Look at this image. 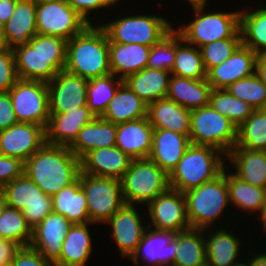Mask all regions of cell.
I'll use <instances>...</instances> for the list:
<instances>
[{
	"label": "cell",
	"instance_id": "cell-1",
	"mask_svg": "<svg viewBox=\"0 0 266 266\" xmlns=\"http://www.w3.org/2000/svg\"><path fill=\"white\" fill-rule=\"evenodd\" d=\"M80 172L81 160L69 146L45 143L24 162V174L51 197L75 182Z\"/></svg>",
	"mask_w": 266,
	"mask_h": 266
},
{
	"label": "cell",
	"instance_id": "cell-2",
	"mask_svg": "<svg viewBox=\"0 0 266 266\" xmlns=\"http://www.w3.org/2000/svg\"><path fill=\"white\" fill-rule=\"evenodd\" d=\"M13 51L18 79L48 83L65 68L67 40L37 33Z\"/></svg>",
	"mask_w": 266,
	"mask_h": 266
},
{
	"label": "cell",
	"instance_id": "cell-3",
	"mask_svg": "<svg viewBox=\"0 0 266 266\" xmlns=\"http://www.w3.org/2000/svg\"><path fill=\"white\" fill-rule=\"evenodd\" d=\"M64 70L87 80L111 73L109 38L99 25L89 24L81 33L67 41Z\"/></svg>",
	"mask_w": 266,
	"mask_h": 266
},
{
	"label": "cell",
	"instance_id": "cell-4",
	"mask_svg": "<svg viewBox=\"0 0 266 266\" xmlns=\"http://www.w3.org/2000/svg\"><path fill=\"white\" fill-rule=\"evenodd\" d=\"M219 149L190 144L181 160L168 175L169 187L185 193L218 177L225 169Z\"/></svg>",
	"mask_w": 266,
	"mask_h": 266
},
{
	"label": "cell",
	"instance_id": "cell-5",
	"mask_svg": "<svg viewBox=\"0 0 266 266\" xmlns=\"http://www.w3.org/2000/svg\"><path fill=\"white\" fill-rule=\"evenodd\" d=\"M184 195L190 227L204 230L212 226L229 203L225 169L215 179L186 191Z\"/></svg>",
	"mask_w": 266,
	"mask_h": 266
},
{
	"label": "cell",
	"instance_id": "cell-6",
	"mask_svg": "<svg viewBox=\"0 0 266 266\" xmlns=\"http://www.w3.org/2000/svg\"><path fill=\"white\" fill-rule=\"evenodd\" d=\"M125 204L147 203L169 188L168 174L148 158L132 159L121 179Z\"/></svg>",
	"mask_w": 266,
	"mask_h": 266
},
{
	"label": "cell",
	"instance_id": "cell-7",
	"mask_svg": "<svg viewBox=\"0 0 266 266\" xmlns=\"http://www.w3.org/2000/svg\"><path fill=\"white\" fill-rule=\"evenodd\" d=\"M191 144L212 146L228 154L237 143V127L210 105L191 110Z\"/></svg>",
	"mask_w": 266,
	"mask_h": 266
},
{
	"label": "cell",
	"instance_id": "cell-8",
	"mask_svg": "<svg viewBox=\"0 0 266 266\" xmlns=\"http://www.w3.org/2000/svg\"><path fill=\"white\" fill-rule=\"evenodd\" d=\"M170 25L161 16L135 15L100 26L106 31L109 42L152 47L174 29Z\"/></svg>",
	"mask_w": 266,
	"mask_h": 266
},
{
	"label": "cell",
	"instance_id": "cell-9",
	"mask_svg": "<svg viewBox=\"0 0 266 266\" xmlns=\"http://www.w3.org/2000/svg\"><path fill=\"white\" fill-rule=\"evenodd\" d=\"M196 19L176 30L186 43L202 46L216 40L231 38L240 29V11L203 12L205 5H195Z\"/></svg>",
	"mask_w": 266,
	"mask_h": 266
},
{
	"label": "cell",
	"instance_id": "cell-10",
	"mask_svg": "<svg viewBox=\"0 0 266 266\" xmlns=\"http://www.w3.org/2000/svg\"><path fill=\"white\" fill-rule=\"evenodd\" d=\"M78 178L92 224L107 222L125 204L121 180L91 176L82 171Z\"/></svg>",
	"mask_w": 266,
	"mask_h": 266
},
{
	"label": "cell",
	"instance_id": "cell-11",
	"mask_svg": "<svg viewBox=\"0 0 266 266\" xmlns=\"http://www.w3.org/2000/svg\"><path fill=\"white\" fill-rule=\"evenodd\" d=\"M8 207L22 211L33 230L53 211L52 198L25 174L3 187Z\"/></svg>",
	"mask_w": 266,
	"mask_h": 266
},
{
	"label": "cell",
	"instance_id": "cell-12",
	"mask_svg": "<svg viewBox=\"0 0 266 266\" xmlns=\"http://www.w3.org/2000/svg\"><path fill=\"white\" fill-rule=\"evenodd\" d=\"M8 92L18 122L39 124L46 128L50 116L47 83L18 79Z\"/></svg>",
	"mask_w": 266,
	"mask_h": 266
},
{
	"label": "cell",
	"instance_id": "cell-13",
	"mask_svg": "<svg viewBox=\"0 0 266 266\" xmlns=\"http://www.w3.org/2000/svg\"><path fill=\"white\" fill-rule=\"evenodd\" d=\"M89 23L66 1L36 2L37 33L70 40L81 33Z\"/></svg>",
	"mask_w": 266,
	"mask_h": 266
},
{
	"label": "cell",
	"instance_id": "cell-14",
	"mask_svg": "<svg viewBox=\"0 0 266 266\" xmlns=\"http://www.w3.org/2000/svg\"><path fill=\"white\" fill-rule=\"evenodd\" d=\"M155 230L178 233L190 227L187 219L184 193L168 188L152 200L147 207Z\"/></svg>",
	"mask_w": 266,
	"mask_h": 266
},
{
	"label": "cell",
	"instance_id": "cell-15",
	"mask_svg": "<svg viewBox=\"0 0 266 266\" xmlns=\"http://www.w3.org/2000/svg\"><path fill=\"white\" fill-rule=\"evenodd\" d=\"M88 81L65 70L58 72L47 83L50 113H66L86 106Z\"/></svg>",
	"mask_w": 266,
	"mask_h": 266
},
{
	"label": "cell",
	"instance_id": "cell-16",
	"mask_svg": "<svg viewBox=\"0 0 266 266\" xmlns=\"http://www.w3.org/2000/svg\"><path fill=\"white\" fill-rule=\"evenodd\" d=\"M46 143L45 127L18 122L0 131V154L24 162Z\"/></svg>",
	"mask_w": 266,
	"mask_h": 266
},
{
	"label": "cell",
	"instance_id": "cell-17",
	"mask_svg": "<svg viewBox=\"0 0 266 266\" xmlns=\"http://www.w3.org/2000/svg\"><path fill=\"white\" fill-rule=\"evenodd\" d=\"M72 225L64 215L52 211L32 230L29 246L54 265L61 255L62 243Z\"/></svg>",
	"mask_w": 266,
	"mask_h": 266
},
{
	"label": "cell",
	"instance_id": "cell-18",
	"mask_svg": "<svg viewBox=\"0 0 266 266\" xmlns=\"http://www.w3.org/2000/svg\"><path fill=\"white\" fill-rule=\"evenodd\" d=\"M148 229L149 227H146L140 243L130 257L132 262L138 265L141 256L143 261L150 263L149 266H173L177 250V233Z\"/></svg>",
	"mask_w": 266,
	"mask_h": 266
},
{
	"label": "cell",
	"instance_id": "cell-19",
	"mask_svg": "<svg viewBox=\"0 0 266 266\" xmlns=\"http://www.w3.org/2000/svg\"><path fill=\"white\" fill-rule=\"evenodd\" d=\"M256 58L257 54L251 48L241 44L223 63L207 72V81L212 89H225L237 80L253 75Z\"/></svg>",
	"mask_w": 266,
	"mask_h": 266
},
{
	"label": "cell",
	"instance_id": "cell-20",
	"mask_svg": "<svg viewBox=\"0 0 266 266\" xmlns=\"http://www.w3.org/2000/svg\"><path fill=\"white\" fill-rule=\"evenodd\" d=\"M96 116L86 105L66 113H50L46 132V143L70 146L77 138L79 131Z\"/></svg>",
	"mask_w": 266,
	"mask_h": 266
},
{
	"label": "cell",
	"instance_id": "cell-21",
	"mask_svg": "<svg viewBox=\"0 0 266 266\" xmlns=\"http://www.w3.org/2000/svg\"><path fill=\"white\" fill-rule=\"evenodd\" d=\"M106 223L112 226L111 234L121 255L130 258L146 229L134 205L124 204Z\"/></svg>",
	"mask_w": 266,
	"mask_h": 266
},
{
	"label": "cell",
	"instance_id": "cell-22",
	"mask_svg": "<svg viewBox=\"0 0 266 266\" xmlns=\"http://www.w3.org/2000/svg\"><path fill=\"white\" fill-rule=\"evenodd\" d=\"M190 144L189 135L168 129L154 128L152 148L148 159L155 162L169 175Z\"/></svg>",
	"mask_w": 266,
	"mask_h": 266
},
{
	"label": "cell",
	"instance_id": "cell-23",
	"mask_svg": "<svg viewBox=\"0 0 266 266\" xmlns=\"http://www.w3.org/2000/svg\"><path fill=\"white\" fill-rule=\"evenodd\" d=\"M131 160L117 146L94 149L81 159V171L91 176L121 180Z\"/></svg>",
	"mask_w": 266,
	"mask_h": 266
},
{
	"label": "cell",
	"instance_id": "cell-24",
	"mask_svg": "<svg viewBox=\"0 0 266 266\" xmlns=\"http://www.w3.org/2000/svg\"><path fill=\"white\" fill-rule=\"evenodd\" d=\"M153 131L148 117L117 124L115 146L132 159L148 158Z\"/></svg>",
	"mask_w": 266,
	"mask_h": 266
},
{
	"label": "cell",
	"instance_id": "cell-25",
	"mask_svg": "<svg viewBox=\"0 0 266 266\" xmlns=\"http://www.w3.org/2000/svg\"><path fill=\"white\" fill-rule=\"evenodd\" d=\"M2 29L10 50L27 45L37 34L36 1L18 0L12 17Z\"/></svg>",
	"mask_w": 266,
	"mask_h": 266
},
{
	"label": "cell",
	"instance_id": "cell-26",
	"mask_svg": "<svg viewBox=\"0 0 266 266\" xmlns=\"http://www.w3.org/2000/svg\"><path fill=\"white\" fill-rule=\"evenodd\" d=\"M151 47L131 43L109 42V66L111 73L125 80L147 67ZM118 73V74H117Z\"/></svg>",
	"mask_w": 266,
	"mask_h": 266
},
{
	"label": "cell",
	"instance_id": "cell-27",
	"mask_svg": "<svg viewBox=\"0 0 266 266\" xmlns=\"http://www.w3.org/2000/svg\"><path fill=\"white\" fill-rule=\"evenodd\" d=\"M116 132L117 124L96 117L79 131L69 149L81 160L91 150L115 146Z\"/></svg>",
	"mask_w": 266,
	"mask_h": 266
},
{
	"label": "cell",
	"instance_id": "cell-28",
	"mask_svg": "<svg viewBox=\"0 0 266 266\" xmlns=\"http://www.w3.org/2000/svg\"><path fill=\"white\" fill-rule=\"evenodd\" d=\"M147 117L153 128L168 129L184 135L190 133L191 110L167 98L149 104Z\"/></svg>",
	"mask_w": 266,
	"mask_h": 266
},
{
	"label": "cell",
	"instance_id": "cell-29",
	"mask_svg": "<svg viewBox=\"0 0 266 266\" xmlns=\"http://www.w3.org/2000/svg\"><path fill=\"white\" fill-rule=\"evenodd\" d=\"M170 75V71L146 67L128 76L123 82L149 105L167 97Z\"/></svg>",
	"mask_w": 266,
	"mask_h": 266
},
{
	"label": "cell",
	"instance_id": "cell-30",
	"mask_svg": "<svg viewBox=\"0 0 266 266\" xmlns=\"http://www.w3.org/2000/svg\"><path fill=\"white\" fill-rule=\"evenodd\" d=\"M212 87L207 79L170 77L167 99L189 110L209 105Z\"/></svg>",
	"mask_w": 266,
	"mask_h": 266
},
{
	"label": "cell",
	"instance_id": "cell-31",
	"mask_svg": "<svg viewBox=\"0 0 266 266\" xmlns=\"http://www.w3.org/2000/svg\"><path fill=\"white\" fill-rule=\"evenodd\" d=\"M148 105L125 83L116 91L101 118L121 124L147 117Z\"/></svg>",
	"mask_w": 266,
	"mask_h": 266
},
{
	"label": "cell",
	"instance_id": "cell-32",
	"mask_svg": "<svg viewBox=\"0 0 266 266\" xmlns=\"http://www.w3.org/2000/svg\"><path fill=\"white\" fill-rule=\"evenodd\" d=\"M236 166L235 175L248 184L266 189V151L235 146L227 155Z\"/></svg>",
	"mask_w": 266,
	"mask_h": 266
},
{
	"label": "cell",
	"instance_id": "cell-33",
	"mask_svg": "<svg viewBox=\"0 0 266 266\" xmlns=\"http://www.w3.org/2000/svg\"><path fill=\"white\" fill-rule=\"evenodd\" d=\"M51 198L53 212L64 215L72 224L91 223L79 178Z\"/></svg>",
	"mask_w": 266,
	"mask_h": 266
},
{
	"label": "cell",
	"instance_id": "cell-34",
	"mask_svg": "<svg viewBox=\"0 0 266 266\" xmlns=\"http://www.w3.org/2000/svg\"><path fill=\"white\" fill-rule=\"evenodd\" d=\"M88 223L73 224L63 243L62 252L54 266H84L92 250Z\"/></svg>",
	"mask_w": 266,
	"mask_h": 266
},
{
	"label": "cell",
	"instance_id": "cell-35",
	"mask_svg": "<svg viewBox=\"0 0 266 266\" xmlns=\"http://www.w3.org/2000/svg\"><path fill=\"white\" fill-rule=\"evenodd\" d=\"M202 229L189 228L177 233V250L173 266H205L206 241Z\"/></svg>",
	"mask_w": 266,
	"mask_h": 266
},
{
	"label": "cell",
	"instance_id": "cell-36",
	"mask_svg": "<svg viewBox=\"0 0 266 266\" xmlns=\"http://www.w3.org/2000/svg\"><path fill=\"white\" fill-rule=\"evenodd\" d=\"M210 233L206 241V264L208 266H232L239 253L240 240L224 229Z\"/></svg>",
	"mask_w": 266,
	"mask_h": 266
},
{
	"label": "cell",
	"instance_id": "cell-37",
	"mask_svg": "<svg viewBox=\"0 0 266 266\" xmlns=\"http://www.w3.org/2000/svg\"><path fill=\"white\" fill-rule=\"evenodd\" d=\"M171 74L189 79H207V71L204 66L201 50L196 49V46L194 48L191 45L189 46L177 31L176 54Z\"/></svg>",
	"mask_w": 266,
	"mask_h": 266
},
{
	"label": "cell",
	"instance_id": "cell-38",
	"mask_svg": "<svg viewBox=\"0 0 266 266\" xmlns=\"http://www.w3.org/2000/svg\"><path fill=\"white\" fill-rule=\"evenodd\" d=\"M242 44L256 54L266 53V8L255 12H240Z\"/></svg>",
	"mask_w": 266,
	"mask_h": 266
},
{
	"label": "cell",
	"instance_id": "cell-39",
	"mask_svg": "<svg viewBox=\"0 0 266 266\" xmlns=\"http://www.w3.org/2000/svg\"><path fill=\"white\" fill-rule=\"evenodd\" d=\"M225 178L229 190V202L234 203L238 208L250 212H260L264 199L265 188L248 184L238 178L235 174H227Z\"/></svg>",
	"mask_w": 266,
	"mask_h": 266
},
{
	"label": "cell",
	"instance_id": "cell-40",
	"mask_svg": "<svg viewBox=\"0 0 266 266\" xmlns=\"http://www.w3.org/2000/svg\"><path fill=\"white\" fill-rule=\"evenodd\" d=\"M115 77L110 73L88 81L87 106L96 117L103 115L109 102L114 98L117 89L124 83L122 79L116 80Z\"/></svg>",
	"mask_w": 266,
	"mask_h": 266
},
{
	"label": "cell",
	"instance_id": "cell-41",
	"mask_svg": "<svg viewBox=\"0 0 266 266\" xmlns=\"http://www.w3.org/2000/svg\"><path fill=\"white\" fill-rule=\"evenodd\" d=\"M209 105L220 114L226 116L239 128L255 110L246 102L234 97L226 89H212Z\"/></svg>",
	"mask_w": 266,
	"mask_h": 266
},
{
	"label": "cell",
	"instance_id": "cell-42",
	"mask_svg": "<svg viewBox=\"0 0 266 266\" xmlns=\"http://www.w3.org/2000/svg\"><path fill=\"white\" fill-rule=\"evenodd\" d=\"M235 146L253 151H266V115L260 109L254 110L237 128Z\"/></svg>",
	"mask_w": 266,
	"mask_h": 266
},
{
	"label": "cell",
	"instance_id": "cell-43",
	"mask_svg": "<svg viewBox=\"0 0 266 266\" xmlns=\"http://www.w3.org/2000/svg\"><path fill=\"white\" fill-rule=\"evenodd\" d=\"M0 238L19 243L22 247L29 246L32 229L27 224L22 211L6 206L0 215Z\"/></svg>",
	"mask_w": 266,
	"mask_h": 266
},
{
	"label": "cell",
	"instance_id": "cell-44",
	"mask_svg": "<svg viewBox=\"0 0 266 266\" xmlns=\"http://www.w3.org/2000/svg\"><path fill=\"white\" fill-rule=\"evenodd\" d=\"M225 89L231 95L246 102L255 110L260 109L266 103V85L256 73L237 80Z\"/></svg>",
	"mask_w": 266,
	"mask_h": 266
},
{
	"label": "cell",
	"instance_id": "cell-45",
	"mask_svg": "<svg viewBox=\"0 0 266 266\" xmlns=\"http://www.w3.org/2000/svg\"><path fill=\"white\" fill-rule=\"evenodd\" d=\"M241 44L242 37L239 29L231 38L216 40L202 46L200 50L206 71L223 63Z\"/></svg>",
	"mask_w": 266,
	"mask_h": 266
},
{
	"label": "cell",
	"instance_id": "cell-46",
	"mask_svg": "<svg viewBox=\"0 0 266 266\" xmlns=\"http://www.w3.org/2000/svg\"><path fill=\"white\" fill-rule=\"evenodd\" d=\"M176 54V28L150 49L147 67L172 71Z\"/></svg>",
	"mask_w": 266,
	"mask_h": 266
},
{
	"label": "cell",
	"instance_id": "cell-47",
	"mask_svg": "<svg viewBox=\"0 0 266 266\" xmlns=\"http://www.w3.org/2000/svg\"><path fill=\"white\" fill-rule=\"evenodd\" d=\"M18 80L14 51L0 53V91H9Z\"/></svg>",
	"mask_w": 266,
	"mask_h": 266
},
{
	"label": "cell",
	"instance_id": "cell-48",
	"mask_svg": "<svg viewBox=\"0 0 266 266\" xmlns=\"http://www.w3.org/2000/svg\"><path fill=\"white\" fill-rule=\"evenodd\" d=\"M24 174V161L0 154V187L19 178Z\"/></svg>",
	"mask_w": 266,
	"mask_h": 266
},
{
	"label": "cell",
	"instance_id": "cell-49",
	"mask_svg": "<svg viewBox=\"0 0 266 266\" xmlns=\"http://www.w3.org/2000/svg\"><path fill=\"white\" fill-rule=\"evenodd\" d=\"M12 261L14 266H54L30 246L21 247Z\"/></svg>",
	"mask_w": 266,
	"mask_h": 266
},
{
	"label": "cell",
	"instance_id": "cell-50",
	"mask_svg": "<svg viewBox=\"0 0 266 266\" xmlns=\"http://www.w3.org/2000/svg\"><path fill=\"white\" fill-rule=\"evenodd\" d=\"M119 0H67L66 2L81 16L87 23L91 24L88 15L91 10H98L114 5Z\"/></svg>",
	"mask_w": 266,
	"mask_h": 266
},
{
	"label": "cell",
	"instance_id": "cell-51",
	"mask_svg": "<svg viewBox=\"0 0 266 266\" xmlns=\"http://www.w3.org/2000/svg\"><path fill=\"white\" fill-rule=\"evenodd\" d=\"M18 123L8 91H0V131Z\"/></svg>",
	"mask_w": 266,
	"mask_h": 266
},
{
	"label": "cell",
	"instance_id": "cell-52",
	"mask_svg": "<svg viewBox=\"0 0 266 266\" xmlns=\"http://www.w3.org/2000/svg\"><path fill=\"white\" fill-rule=\"evenodd\" d=\"M21 247L17 242L0 238V265L12 261Z\"/></svg>",
	"mask_w": 266,
	"mask_h": 266
},
{
	"label": "cell",
	"instance_id": "cell-53",
	"mask_svg": "<svg viewBox=\"0 0 266 266\" xmlns=\"http://www.w3.org/2000/svg\"><path fill=\"white\" fill-rule=\"evenodd\" d=\"M18 0H0V26L2 27L13 15Z\"/></svg>",
	"mask_w": 266,
	"mask_h": 266
},
{
	"label": "cell",
	"instance_id": "cell-54",
	"mask_svg": "<svg viewBox=\"0 0 266 266\" xmlns=\"http://www.w3.org/2000/svg\"><path fill=\"white\" fill-rule=\"evenodd\" d=\"M255 73L266 85V53L257 54Z\"/></svg>",
	"mask_w": 266,
	"mask_h": 266
},
{
	"label": "cell",
	"instance_id": "cell-55",
	"mask_svg": "<svg viewBox=\"0 0 266 266\" xmlns=\"http://www.w3.org/2000/svg\"><path fill=\"white\" fill-rule=\"evenodd\" d=\"M250 266H266V253L254 256L253 260H250Z\"/></svg>",
	"mask_w": 266,
	"mask_h": 266
},
{
	"label": "cell",
	"instance_id": "cell-56",
	"mask_svg": "<svg viewBox=\"0 0 266 266\" xmlns=\"http://www.w3.org/2000/svg\"><path fill=\"white\" fill-rule=\"evenodd\" d=\"M9 50V47L7 45V40L5 38V35L3 33V29L0 26V53H4Z\"/></svg>",
	"mask_w": 266,
	"mask_h": 266
},
{
	"label": "cell",
	"instance_id": "cell-57",
	"mask_svg": "<svg viewBox=\"0 0 266 266\" xmlns=\"http://www.w3.org/2000/svg\"><path fill=\"white\" fill-rule=\"evenodd\" d=\"M260 216H261V220L263 221V229L266 230V190H265V194H264V199L262 202V206L260 209Z\"/></svg>",
	"mask_w": 266,
	"mask_h": 266
},
{
	"label": "cell",
	"instance_id": "cell-58",
	"mask_svg": "<svg viewBox=\"0 0 266 266\" xmlns=\"http://www.w3.org/2000/svg\"><path fill=\"white\" fill-rule=\"evenodd\" d=\"M7 206L6 200H5V193L3 190V187H0V215L3 213V210Z\"/></svg>",
	"mask_w": 266,
	"mask_h": 266
},
{
	"label": "cell",
	"instance_id": "cell-59",
	"mask_svg": "<svg viewBox=\"0 0 266 266\" xmlns=\"http://www.w3.org/2000/svg\"><path fill=\"white\" fill-rule=\"evenodd\" d=\"M207 0H189V3H191L192 6L195 5H205L206 6Z\"/></svg>",
	"mask_w": 266,
	"mask_h": 266
},
{
	"label": "cell",
	"instance_id": "cell-60",
	"mask_svg": "<svg viewBox=\"0 0 266 266\" xmlns=\"http://www.w3.org/2000/svg\"><path fill=\"white\" fill-rule=\"evenodd\" d=\"M36 2H61V1H67V0H35Z\"/></svg>",
	"mask_w": 266,
	"mask_h": 266
},
{
	"label": "cell",
	"instance_id": "cell-61",
	"mask_svg": "<svg viewBox=\"0 0 266 266\" xmlns=\"http://www.w3.org/2000/svg\"><path fill=\"white\" fill-rule=\"evenodd\" d=\"M232 266H250V261L248 263H246V264L245 263H242V262L241 263L240 262L238 263V261H237V263L233 264Z\"/></svg>",
	"mask_w": 266,
	"mask_h": 266
},
{
	"label": "cell",
	"instance_id": "cell-62",
	"mask_svg": "<svg viewBox=\"0 0 266 266\" xmlns=\"http://www.w3.org/2000/svg\"><path fill=\"white\" fill-rule=\"evenodd\" d=\"M0 266H14V263H13V261H9V262H6Z\"/></svg>",
	"mask_w": 266,
	"mask_h": 266
},
{
	"label": "cell",
	"instance_id": "cell-63",
	"mask_svg": "<svg viewBox=\"0 0 266 266\" xmlns=\"http://www.w3.org/2000/svg\"><path fill=\"white\" fill-rule=\"evenodd\" d=\"M260 110L266 115V103L260 108Z\"/></svg>",
	"mask_w": 266,
	"mask_h": 266
}]
</instances>
